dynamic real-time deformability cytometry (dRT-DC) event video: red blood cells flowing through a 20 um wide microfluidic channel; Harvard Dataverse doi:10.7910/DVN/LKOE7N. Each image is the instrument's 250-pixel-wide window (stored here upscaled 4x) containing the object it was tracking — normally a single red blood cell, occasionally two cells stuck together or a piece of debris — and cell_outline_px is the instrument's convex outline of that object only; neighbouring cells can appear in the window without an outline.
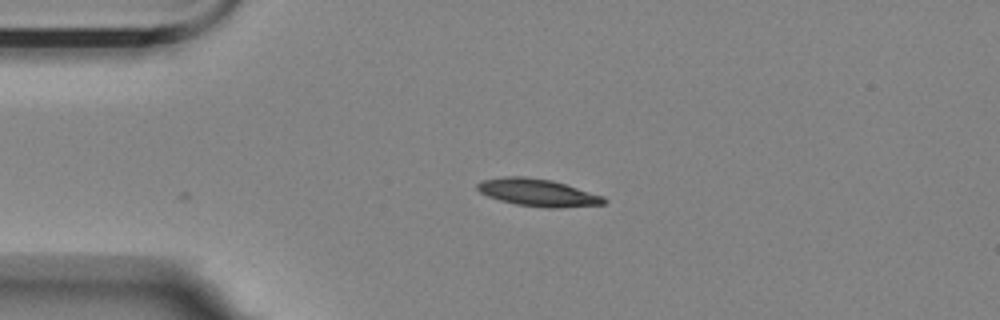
{"species": "Egyptian fruit bat (a non-hibernating species)", "species_latin": "Rousettus aegyptiacus", "temperature_condition": "room temperature", "stored_images_in_passage": 3, "camera_frame_rate_fps": 3000, "um_per_image_px": 0.085, "animal": {"sex": "female"}, "frame": {"image": 1, "passage_image": 1, "time_ms": 0.0, "image_size_px": [1000, 320], "cell_outline_px": [[608, 200], [604, 204], [556, 208], [548, 208], [516, 204], [500, 200], [488, 196], [480, 192], [476, 188], [476, 184], [484, 180], [504, 176], [524, 176], [552, 180], [604, 196]], "centroid_in_image_um": [45.72, 16.36], "position_along_channel_um": 39.3, "area_um2": 20.11}}